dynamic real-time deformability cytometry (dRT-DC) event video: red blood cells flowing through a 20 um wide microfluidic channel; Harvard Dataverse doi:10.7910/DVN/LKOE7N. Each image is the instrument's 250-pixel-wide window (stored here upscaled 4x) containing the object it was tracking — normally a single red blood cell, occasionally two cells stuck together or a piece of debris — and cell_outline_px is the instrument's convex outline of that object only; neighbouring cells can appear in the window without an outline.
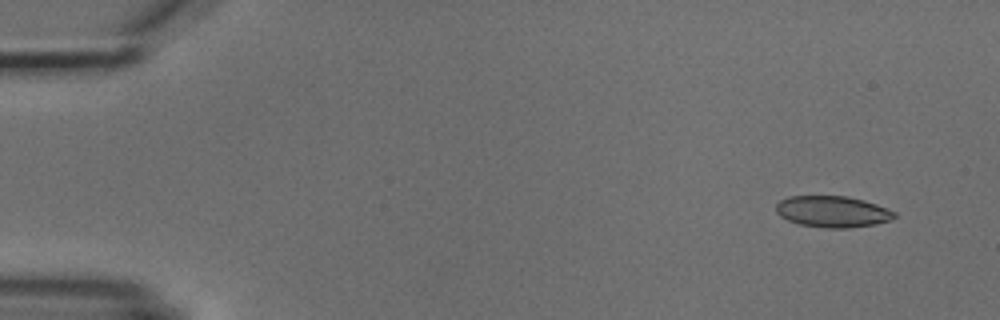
{"species": "common noctule bat (a hibernating species)", "species_latin": "Nyctalus noctula", "temperature_condition": "cold", "stored_images_in_passage": 7, "camera_frame_rate_fps": 3000, "um_per_image_px": 0.085, "animal": {"sex": "male", "body_mass_g": 18.8}, "frame": {"image": 1, "passage_image": 1, "time_ms": 0.0, "image_size_px": [1000, 320], "cell_outline_px": [[896, 216], [892, 220], [876, 224], [848, 228], [824, 228], [800, 224], [788, 220], [780, 216], [776, 212], [776, 204], [780, 200], [788, 196], [848, 196], [864, 200], [876, 204], [896, 212]], "centroid_in_image_um": [70.77, 17.99], "position_along_channel_um": 14.2, "area_um2": 21.73}}
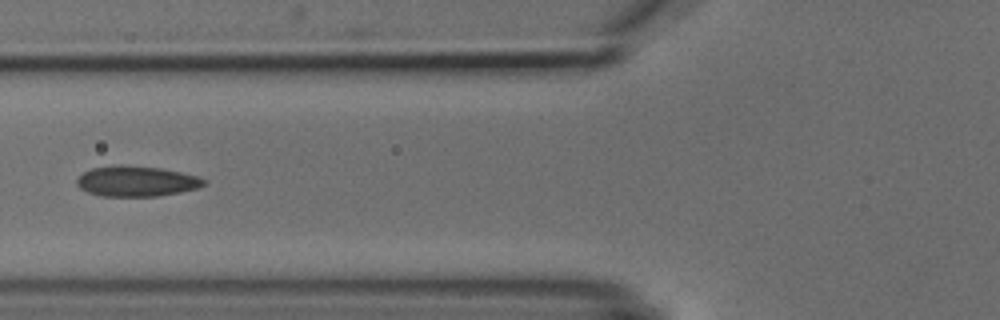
{"frame": {"image": 2, "passage_image": 6, "time_ms": 5.667, "image_size_px": [1000, 320], "cell_outline_px": [[208, 180], [204, 184], [196, 188], [180, 192], [156, 196], [100, 196], [88, 192], [80, 188], [76, 184], [76, 180], [84, 172], [92, 168], [112, 164], [124, 164], [160, 168], [200, 176]], "centroid_in_image_um": [11.59, 15.39], "position_along_channel_um": 114.2, "area_um2": 22.72}}
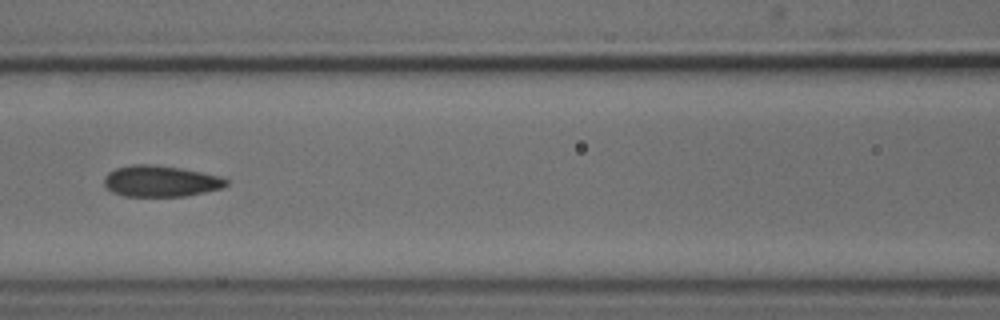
{"frame": {"image": 3, "passage_image": 7, "time_ms": 6.667, "image_size_px": [1000, 320], "cell_outline_px": [[228, 184], [224, 188], [184, 196], [124, 196], [112, 192], [104, 184], [104, 176], [108, 172], [116, 168], [132, 164], [152, 164], [180, 168], [220, 176], [228, 180]], "centroid_in_image_um": [13.64, 15.39], "position_along_channel_um": 153.0, "area_um2": 22.2}}